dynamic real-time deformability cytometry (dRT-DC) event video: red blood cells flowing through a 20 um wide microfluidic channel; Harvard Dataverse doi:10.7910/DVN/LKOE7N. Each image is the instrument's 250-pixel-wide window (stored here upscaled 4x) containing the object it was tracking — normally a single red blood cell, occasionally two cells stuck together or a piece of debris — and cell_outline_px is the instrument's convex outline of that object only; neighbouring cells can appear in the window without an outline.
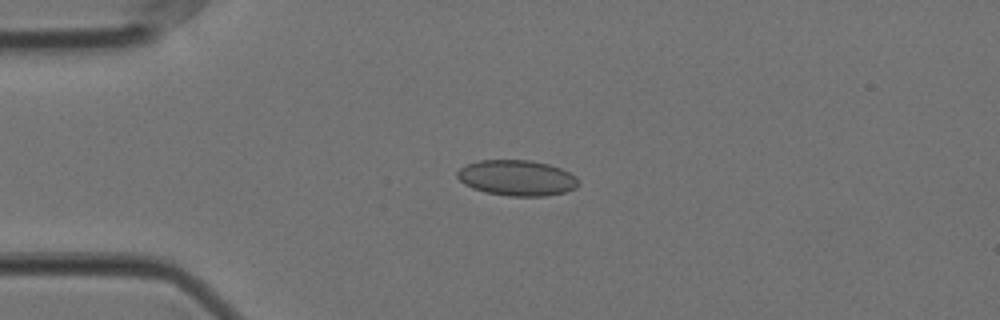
{"species": "Egyptian fruit bat (a non-hibernating species)", "species_latin": "Rousettus aegyptiacus", "temperature_condition": "cold", "stored_images_in_passage": 57, "camera_frame_rate_fps": 3000, "um_per_image_px": 0.085, "animal": {"sex": "female"}, "frame": {"image": 1, "passage_image": 14, "time_ms": 4.333, "image_size_px": [1000, 320], "cell_outline_px": [[580, 184], [576, 188], [564, 192], [544, 196], [508, 196], [484, 192], [472, 188], [464, 184], [456, 176], [456, 172], [460, 168], [468, 164], [480, 160], [528, 160], [548, 164], [560, 168], [576, 176]], "centroid_in_image_um": [43.93, 15.13], "position_along_channel_um": 41.1, "area_um2": 25.2}}
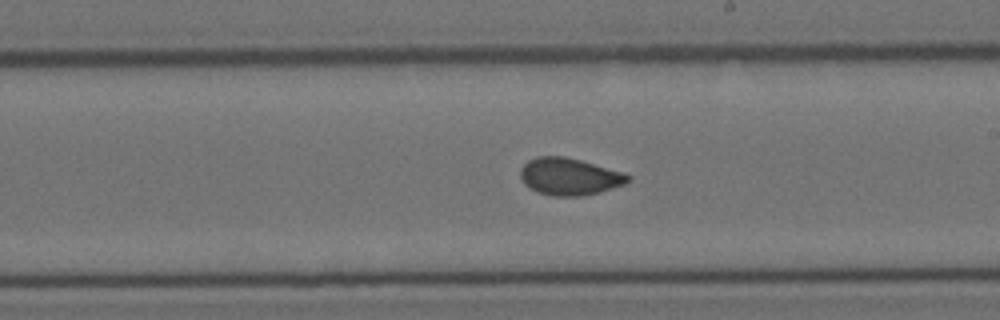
{"frame": {"image": 2, "passage_image": 33, "time_ms": 10.667, "image_size_px": [1000, 320], "cell_outline_px": [[632, 180], [624, 184], [600, 192], [580, 196], [552, 196], [536, 192], [524, 184], [520, 176], [520, 168], [528, 160], [536, 156], [564, 156], [580, 160], [624, 172], [632, 176]], "centroid_in_image_um": [48.4, 15.01], "position_along_channel_um": 240.6, "area_um2": 23.47}}
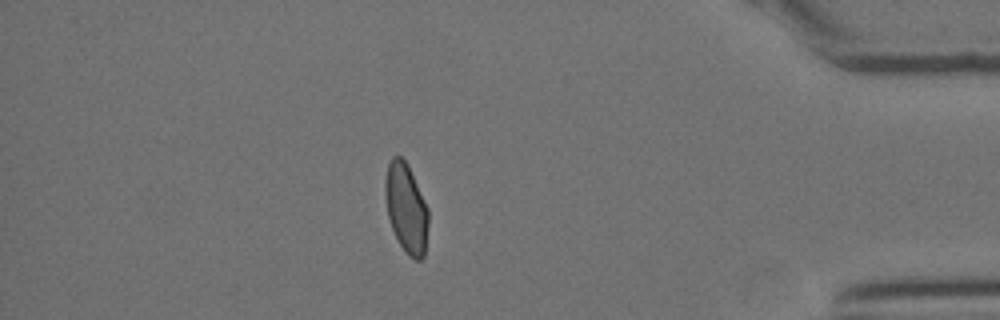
{"frame": {"image": 3, "passage_image": 50, "time_ms": 16.333, "image_size_px": [1000, 320], "cell_outline_px": [[428, 224], [424, 256], [420, 260], [416, 260], [408, 256], [400, 244], [392, 228], [388, 216], [384, 192], [384, 184], [388, 164], [392, 156], [400, 156], [408, 164], [428, 208]], "centroid_in_image_um": [34.52, 17.68], "position_along_channel_um": 400.7, "area_um2": 22.43}, "authors_computed_cell_mechanics": {"area_um2": 23.0622, "velocity_mm_per_s": 3.5312, "shape_relaxation_time_tau1_ms": null, "shape_relaxation_time_tau2_ms": 0.9975, "deformation_change_tau1": null, "deformation_change_tau2": 0.0424}}